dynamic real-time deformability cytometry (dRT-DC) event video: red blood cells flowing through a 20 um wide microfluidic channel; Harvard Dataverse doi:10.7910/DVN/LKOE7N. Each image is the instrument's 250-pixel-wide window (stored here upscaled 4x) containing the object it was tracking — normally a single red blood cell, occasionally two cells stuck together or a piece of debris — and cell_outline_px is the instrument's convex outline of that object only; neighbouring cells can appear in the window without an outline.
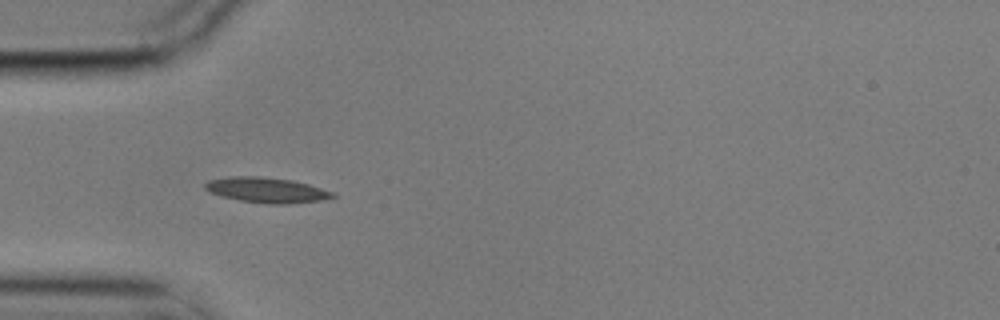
{"species": "common noctule bat (a hibernating species)", "species_latin": "Nyctalus noctula", "temperature_condition": "cold", "stored_images_in_passage": 40, "camera_frame_rate_fps": 3000, "um_per_image_px": 0.085, "animal": {"sex": "male", "body_mass_g": 17.9}, "frame": {"image": 1, "passage_image": 1, "time_ms": 0.0, "image_size_px": [1000, 320], "cell_outline_px": [[336, 196], [320, 200], [288, 204], [268, 204], [240, 200], [224, 196], [212, 192], [204, 188], [204, 184], [208, 180], [232, 176], [260, 176], [292, 180], [308, 184], [332, 192]], "centroid_in_image_um": [22.65, 16.15], "position_along_channel_um": 62.3, "area_um2": 18.5}}
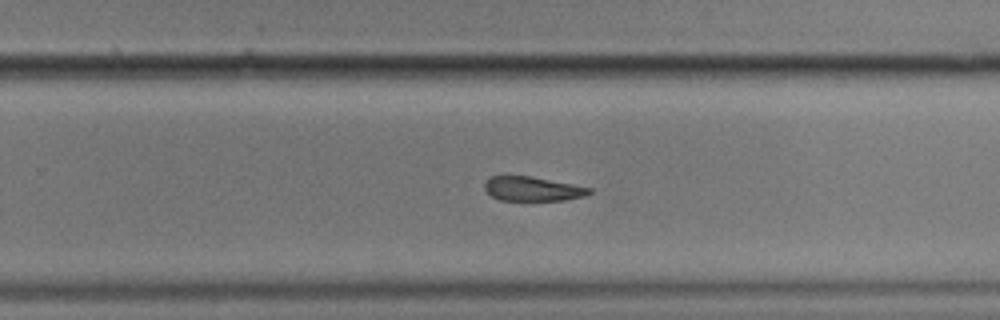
{"frame": {"image": 2, "passage_image": 20, "time_ms": 6.333, "image_size_px": [1000, 320], "cell_outline_px": [[592, 192], [584, 196], [564, 200], [500, 200], [492, 196], [484, 188], [484, 184], [488, 176], [508, 172], [532, 176], [592, 188]], "centroid_in_image_um": [45.17, 15.99], "position_along_channel_um": 284.6, "area_um2": 15.43}}
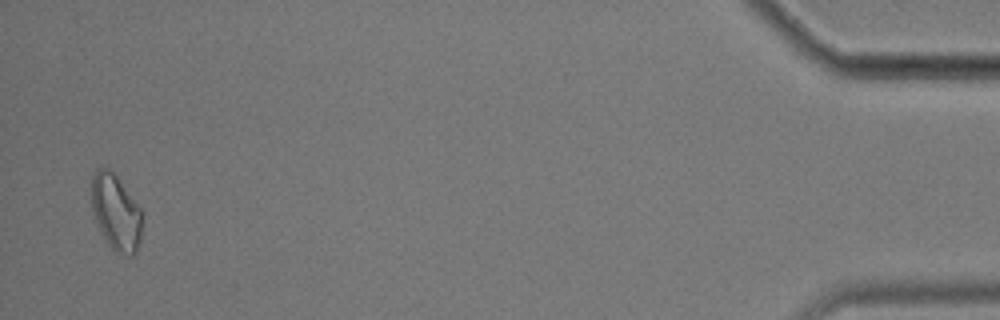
{"frame": {"image": 3, "passage_image": 39, "time_ms": 12.667, "image_size_px": [1000, 320], "cell_outline_px": [[144, 212], [140, 240], [136, 252], [132, 256], [128, 256], [116, 252], [108, 244], [92, 212], [92, 176], [96, 168], [100, 164], [108, 168], [116, 176]], "centroid_in_image_um": [9.88, 18.03], "position_along_channel_um": 425.3, "area_um2": 22.54}, "authors_computed_cell_mechanics": {"area_um2": 17.2244, "velocity_mm_per_s": 3.5396, "shape_relaxation_time_tau1_ms": 2.7696, "shape_relaxation_time_tau2_ms": 5.0172, "deformation_change_tau1": 0.0863, "deformation_change_tau2": 0.1155}}